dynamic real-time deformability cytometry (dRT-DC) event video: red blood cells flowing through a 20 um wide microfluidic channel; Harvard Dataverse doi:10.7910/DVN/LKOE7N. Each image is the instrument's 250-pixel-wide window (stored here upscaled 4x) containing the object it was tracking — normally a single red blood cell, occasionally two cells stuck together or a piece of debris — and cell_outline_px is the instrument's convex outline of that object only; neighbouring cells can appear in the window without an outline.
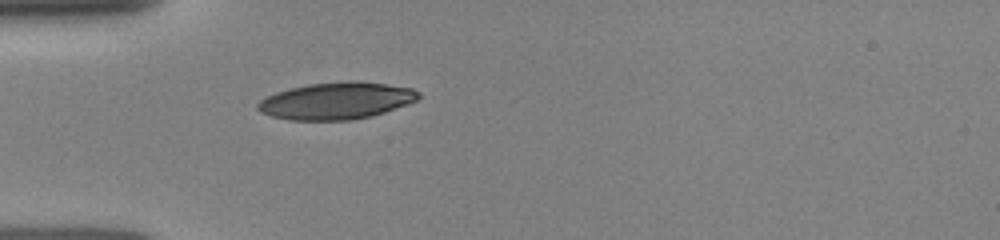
{"species": "human", "species_latin": "Homo sapiens", "temperature_condition": "room temperature", "stored_images_in_passage": 10, "camera_frame_rate_fps": 3000, "um_per_image_px": 0.085, "donor": {"sex": "female"}, "frame": {"image": 1, "passage_image": 1, "time_ms": 0.0, "image_size_px": [1000, 240], "cell_outline_px": [[420, 96], [416, 100], [408, 104], [372, 116], [348, 120], [288, 120], [272, 116], [260, 112], [256, 108], [256, 104], [260, 100], [276, 92], [288, 88], [308, 84], [352, 80], [356, 80], [412, 88], [420, 92]], "centroid_in_image_um": [28.57, 8.56], "position_along_channel_um": 56.4, "area_um2": 34.68}}
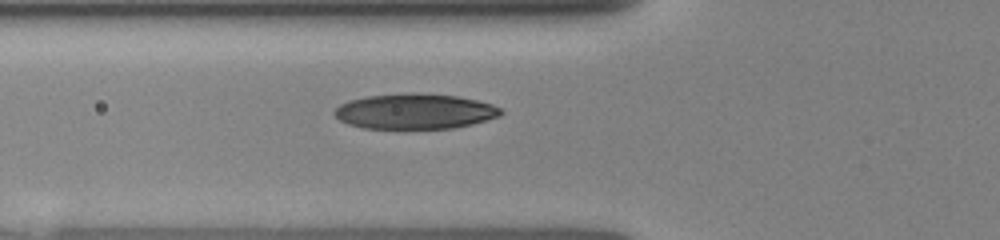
{"frame": {"image": 2, "passage_image": 4, "time_ms": 1.0, "image_size_px": [1000, 240], "cell_outline_px": [[504, 112], [500, 116], [472, 124], [452, 128], [364, 128], [348, 124], [340, 120], [332, 112], [340, 104], [348, 100], [368, 96], [412, 92], [416, 92], [456, 96], [476, 100], [492, 104], [500, 108]], "centroid_in_image_um": [35.26, 9.46], "position_along_channel_um": 90.5, "area_um2": 34.22}}
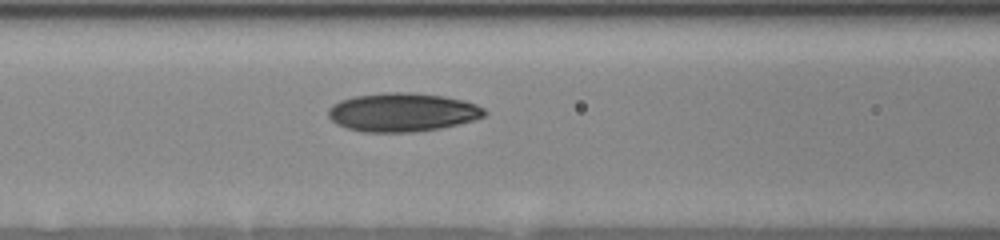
{"frame": {"image": 3, "passage_image": 7, "time_ms": 2.0, "image_size_px": [1000, 240], "cell_outline_px": [[488, 112], [484, 116], [472, 120], [440, 128], [412, 132], [364, 132], [348, 128], [336, 124], [328, 116], [328, 108], [332, 104], [340, 100], [352, 96], [384, 92], [404, 92], [440, 96], [464, 100], [476, 104], [484, 108]], "centroid_in_image_um": [34.17, 9.54], "position_along_channel_um": 132.4, "area_um2": 35.08}}